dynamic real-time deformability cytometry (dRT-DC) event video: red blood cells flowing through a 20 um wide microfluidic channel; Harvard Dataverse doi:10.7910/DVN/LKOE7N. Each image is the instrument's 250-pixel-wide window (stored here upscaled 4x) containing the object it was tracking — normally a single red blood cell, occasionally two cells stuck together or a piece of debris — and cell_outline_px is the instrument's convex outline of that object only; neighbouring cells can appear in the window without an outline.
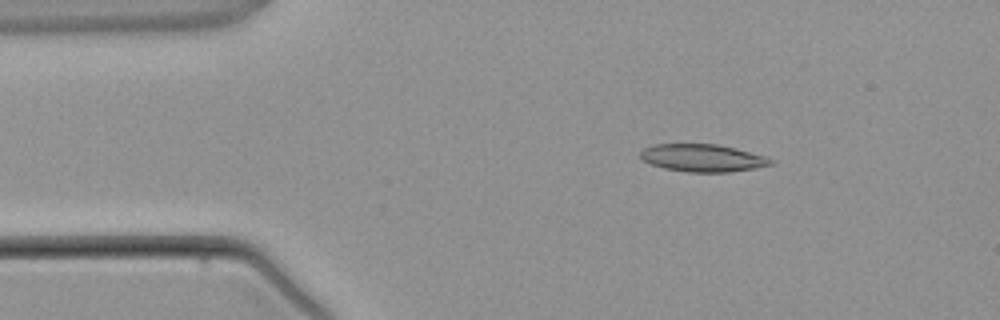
{"species": "common noctule bat (a hibernating species)", "species_latin": "Nyctalus noctula", "temperature_condition": "warm", "stored_images_in_passage": 3, "camera_frame_rate_fps": 3000, "um_per_image_px": 0.085, "animal": {"sex": "male", "body_mass_g": 21.5, "forearm_length_mm": 52.0}, "frame": {"image": 1, "passage_image": 2, "time_ms": 1.0, "image_size_px": [1000, 320], "cell_outline_px": [[776, 164], [728, 172], [688, 172], [664, 168], [652, 164], [644, 160], [640, 156], [640, 152], [644, 148], [652, 144], [716, 144], [736, 148], [768, 156], [776, 160]], "centroid_in_image_um": [59.79, 13.42], "position_along_channel_um": 25.2, "area_um2": 21.04}}